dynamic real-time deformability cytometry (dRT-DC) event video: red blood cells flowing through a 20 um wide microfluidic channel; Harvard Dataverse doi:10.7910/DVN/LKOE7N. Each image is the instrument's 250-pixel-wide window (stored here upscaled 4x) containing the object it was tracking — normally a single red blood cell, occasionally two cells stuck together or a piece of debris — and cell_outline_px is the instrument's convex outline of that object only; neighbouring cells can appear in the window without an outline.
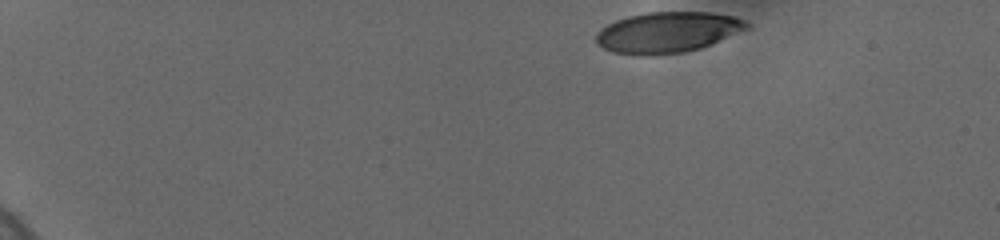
{"species": "human", "species_latin": "Homo sapiens", "temperature_condition": "cold", "stored_images_in_passage": 8, "camera_frame_rate_fps": 3000, "um_per_image_px": 0.085, "donor": {"sex": "female"}, "frame": {"image": 1, "passage_image": 1, "time_ms": 0.0, "image_size_px": [1000, 240], "cell_outline_px": [[752, 28], [700, 48], [684, 52], [644, 56], [612, 52], [596, 44], [596, 32], [600, 28], [616, 20], [628, 16], [648, 12], [712, 12], [732, 16], [744, 20], [752, 24]], "centroid_in_image_um": [56.76, 2.74], "position_along_channel_um": 28.2, "area_um2": 36.07}}
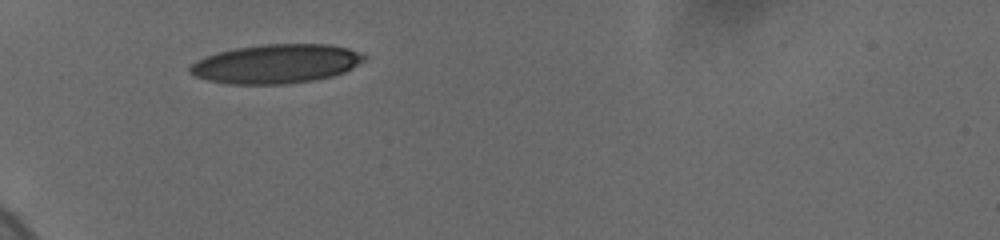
{"frame": {"image": 2, "passage_image": 7, "time_ms": 3.667, "image_size_px": [1000, 240], "cell_outline_px": [[368, 60], [344, 72], [332, 76], [312, 80], [284, 84], [228, 84], [208, 80], [196, 76], [188, 72], [188, 68], [196, 60], [204, 56], [216, 52], [236, 48], [264, 44], [328, 44], [348, 48], [364, 52], [368, 56]], "centroid_in_image_um": [23.51, 5.41], "position_along_channel_um": 61.5, "area_um2": 40.0}}